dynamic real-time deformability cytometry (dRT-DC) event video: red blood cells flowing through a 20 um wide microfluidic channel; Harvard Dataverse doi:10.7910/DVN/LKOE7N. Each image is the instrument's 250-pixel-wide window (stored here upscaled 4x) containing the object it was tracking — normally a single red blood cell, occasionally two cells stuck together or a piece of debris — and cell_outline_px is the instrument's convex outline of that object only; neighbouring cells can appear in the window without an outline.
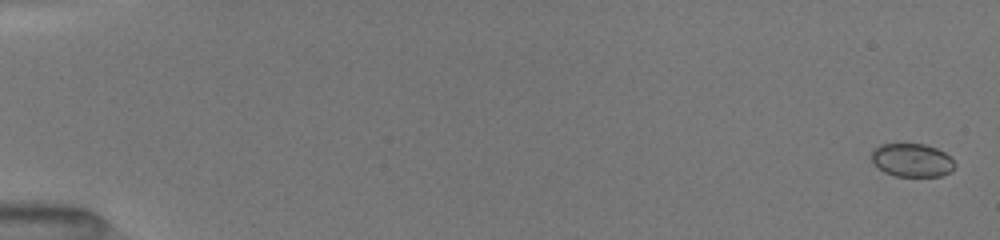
{"species": "common noctule bat (a hibernating species)", "species_latin": "Nyctalus noctula", "temperature_condition": "room temperature", "stored_images_in_passage": 53, "camera_frame_rate_fps": 3000, "um_per_image_px": 0.085, "animal": {"sex": "female", "body_mass_g": 19.5, "forearm_length_mm": 54.1}, "frame": {"image": 1, "passage_image": 2, "time_ms": 0.333, "image_size_px": [1000, 240], "cell_outline_px": [[956, 164], [952, 172], [940, 176], [896, 176], [884, 172], [872, 164], [872, 148], [880, 144], [924, 144], [936, 148], [944, 152]], "centroid_in_image_um": [77.49, 13.62], "position_along_channel_um": 7.5, "area_um2": 16.3}}
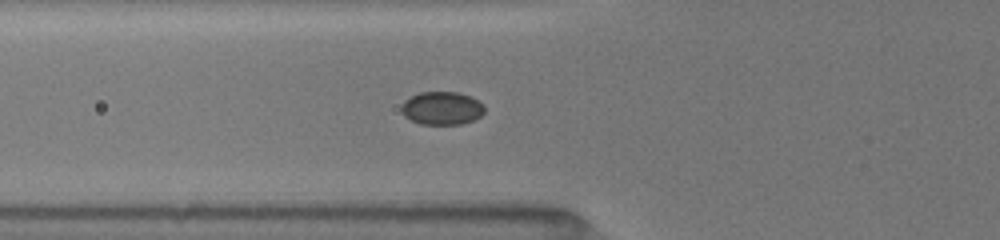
{"frame": {"image": 2, "passage_image": 21, "time_ms": 6.667, "image_size_px": [1000, 240], "cell_outline_px": [[484, 112], [480, 116], [472, 120], [460, 124], [420, 124], [404, 116], [400, 112], [400, 108], [404, 100], [420, 92], [456, 92], [468, 96], [484, 104]], "centroid_in_image_um": [37.52, 9.2], "position_along_channel_um": 88.3, "area_um2": 15.95}}
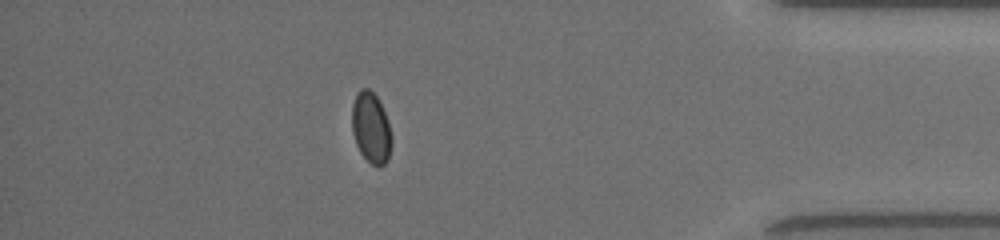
{"frame": {"image": 3, "passage_image": 47, "time_ms": 15.333, "image_size_px": [1000, 240], "cell_outline_px": [[392, 144], [388, 160], [380, 168], [372, 164], [360, 152], [356, 144], [352, 132], [352, 104], [360, 88], [368, 88], [376, 96], [388, 120], [392, 136]], "centroid_in_image_um": [31.55, 10.89], "position_along_channel_um": 403.7, "area_um2": 16.42}, "authors_computed_cell_mechanics": {"area_um2": 16.4152, "velocity_mm_per_s": 4.0325, "shape_relaxation_time_tau1_ms": 2.0697, "shape_relaxation_time_tau2_ms": null, "deformation_change_tau1": 0.0397, "deformation_change_tau2": null}}